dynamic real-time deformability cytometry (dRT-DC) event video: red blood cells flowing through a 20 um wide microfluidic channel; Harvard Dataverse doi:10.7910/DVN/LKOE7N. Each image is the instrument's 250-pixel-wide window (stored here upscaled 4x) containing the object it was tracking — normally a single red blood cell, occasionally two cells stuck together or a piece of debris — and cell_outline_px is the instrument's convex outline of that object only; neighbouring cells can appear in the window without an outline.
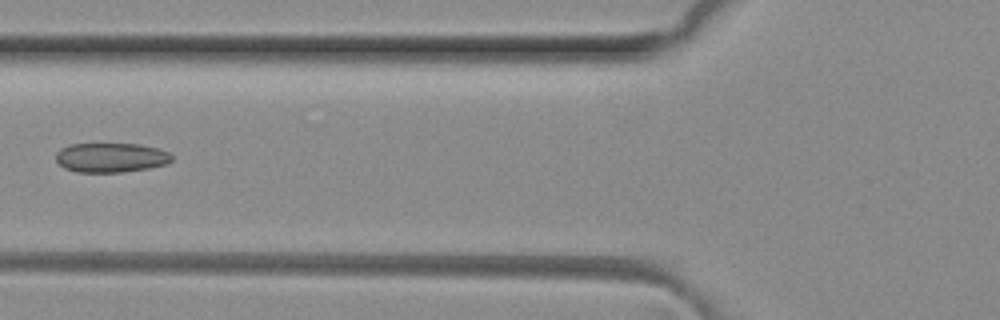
{"species": "common noctule bat (a hibernating species)", "species_latin": "Nyctalus noctula", "temperature_condition": "room temperature", "stored_images_in_passage": 6, "camera_frame_rate_fps": 3000, "um_per_image_px": 0.085, "animal": {"sex": "female", "body_mass_g": 29.2, "forearm_length_mm": 56.3}, "frame": {"image": 1, "passage_image": 6, "time_ms": 1.667, "image_size_px": [1000, 320], "cell_outline_px": [[172, 160], [164, 164], [148, 168], [120, 172], [76, 172], [64, 168], [56, 160], [56, 152], [60, 148], [68, 144], [140, 144], [156, 148], [168, 152], [172, 156]], "centroid_in_image_um": [9.38, 13.39], "position_along_channel_um": 116.4, "area_um2": 19.83}}